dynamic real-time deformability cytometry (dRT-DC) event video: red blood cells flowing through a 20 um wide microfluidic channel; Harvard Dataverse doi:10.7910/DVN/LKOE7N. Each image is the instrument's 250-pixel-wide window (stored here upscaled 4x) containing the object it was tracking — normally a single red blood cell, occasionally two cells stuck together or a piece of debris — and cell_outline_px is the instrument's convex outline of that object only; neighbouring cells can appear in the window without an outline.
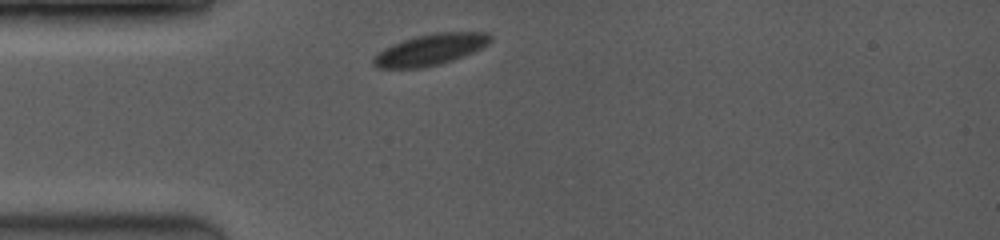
{"species": "common noctule bat (a hibernating species)", "species_latin": "Nyctalus noctula", "temperature_condition": "room temperature", "stored_images_in_passage": 5, "camera_frame_rate_fps": 3500, "um_per_image_px": 0.085, "animal": {"sex": "female", "body_mass_g": 19.0, "forearm_length_mm": 53.3}, "frame": {"image": 1, "passage_image": 1, "time_ms": 0.0, "image_size_px": [1000, 240], "cell_outline_px": [[492, 40], [488, 44], [472, 52], [452, 60], [440, 64], [420, 68], [376, 68], [372, 64], [372, 60], [384, 48], [392, 44], [416, 36], [436, 32], [488, 32], [492, 36]], "centroid_in_image_um": [36.58, 4.21], "position_along_channel_um": 48.4, "area_um2": 21.1}}
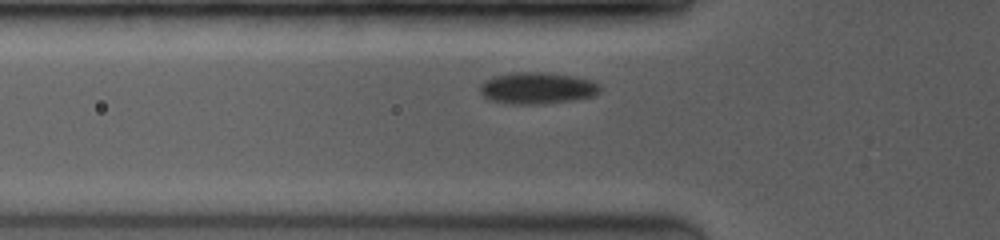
{"frame": {"image": 2, "passage_image": 4, "time_ms": 1.143, "image_size_px": [1000, 240], "cell_outline_px": [[600, 92], [596, 96], [576, 100], [544, 104], [508, 104], [488, 100], [480, 92], [480, 84], [484, 80], [492, 76], [508, 72], [548, 72], [576, 76], [592, 80], [600, 84]], "centroid_in_image_um": [45.68, 7.49], "position_along_channel_um": 80.1, "area_um2": 22.83}}